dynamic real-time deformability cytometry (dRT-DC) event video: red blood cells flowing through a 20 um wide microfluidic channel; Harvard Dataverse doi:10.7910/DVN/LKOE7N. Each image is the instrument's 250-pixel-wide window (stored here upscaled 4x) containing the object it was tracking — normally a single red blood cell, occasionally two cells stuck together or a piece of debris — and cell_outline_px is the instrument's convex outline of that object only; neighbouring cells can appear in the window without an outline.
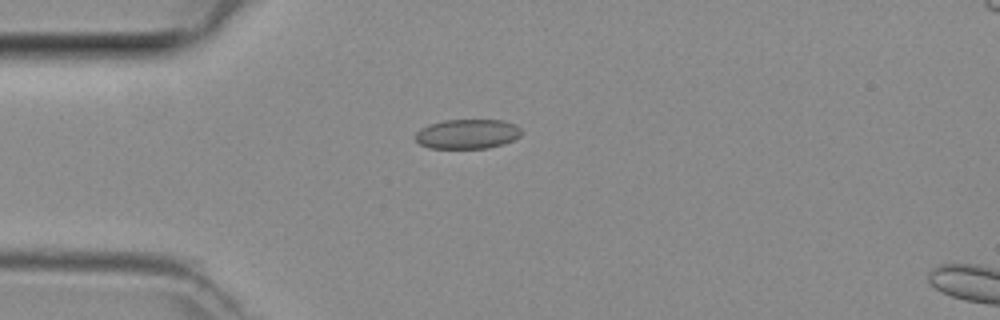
{"species": "common noctule bat (a hibernating species)", "species_latin": "Nyctalus noctula", "temperature_condition": "room temperature", "stored_images_in_passage": 2, "camera_frame_rate_fps": 3000, "um_per_image_px": 0.085, "animal": {"sex": "female", "body_mass_g": 29.2, "forearm_length_mm": 56.3}, "frame": {"image": 1, "passage_image": 2, "time_ms": 0.333, "image_size_px": [1000, 320], "cell_outline_px": [[524, 132], [520, 136], [504, 144], [488, 148], [428, 148], [420, 144], [416, 140], [416, 132], [420, 128], [428, 124], [444, 120], [504, 120], [516, 124]], "centroid_in_image_um": [39.75, 11.38], "position_along_channel_um": 45.3, "area_um2": 18.5}}